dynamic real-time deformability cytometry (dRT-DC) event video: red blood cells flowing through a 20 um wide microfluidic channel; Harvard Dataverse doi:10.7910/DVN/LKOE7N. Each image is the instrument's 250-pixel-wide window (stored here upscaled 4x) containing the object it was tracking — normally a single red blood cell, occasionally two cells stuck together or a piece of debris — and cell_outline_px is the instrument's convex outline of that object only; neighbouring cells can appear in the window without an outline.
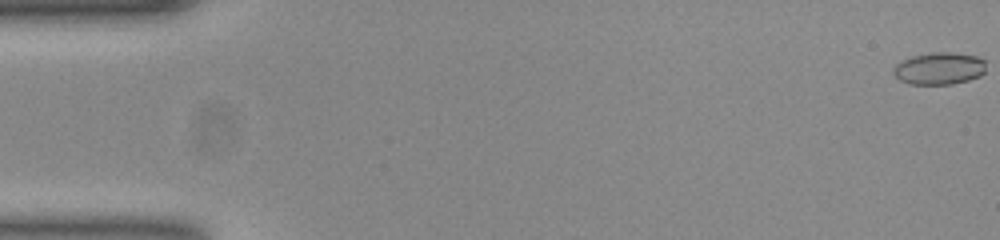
{"species": "common noctule bat (a hibernating species)", "species_latin": "Nyctalus noctula", "temperature_condition": "room temperature", "stored_images_in_passage": 54, "camera_frame_rate_fps": 3000, "um_per_image_px": 0.085, "animal": {"sex": "female", "body_mass_g": 23.0, "forearm_length_mm": 53.4}, "frame": {"image": 1, "passage_image": 1, "time_ms": 0.0, "image_size_px": [1000, 240], "cell_outline_px": [[984, 72], [980, 76], [968, 80], [952, 84], [908, 84], [900, 80], [892, 72], [892, 68], [900, 60], [912, 56], [932, 52], [948, 52], [976, 56], [984, 60]], "centroid_in_image_um": [79.79, 5.82], "position_along_channel_um": 5.2, "area_um2": 17.4}}
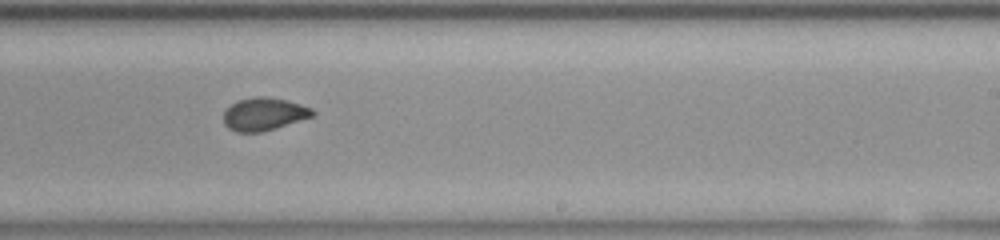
{"frame": {"image": 2, "passage_image": 33, "time_ms": 10.667, "image_size_px": [1000, 240], "cell_outline_px": [[316, 112], [312, 116], [260, 132], [236, 132], [228, 128], [224, 124], [224, 112], [232, 104], [240, 100], [256, 96], [264, 96], [288, 100], [312, 108]], "centroid_in_image_um": [22.42, 9.69], "position_along_channel_um": 266.6, "area_um2": 16.7}}
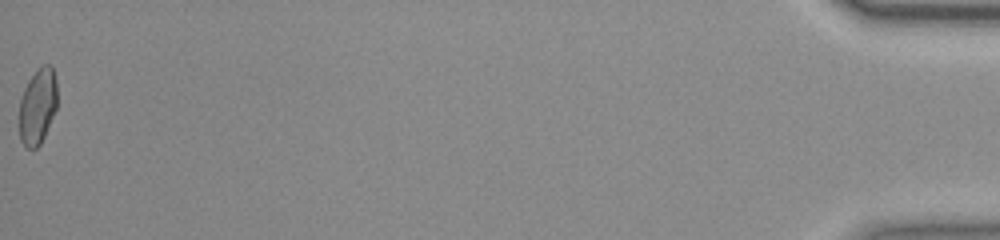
{"frame": {"image": 3, "passage_image": 54, "time_ms": 17.667, "image_size_px": [1000, 240], "cell_outline_px": [[56, 108], [44, 136], [40, 144], [36, 148], [28, 148], [20, 140], [20, 100], [24, 88], [28, 80], [44, 64], [48, 64], [52, 68], [56, 80]], "centroid_in_image_um": [3.19, 9.04], "position_along_channel_um": 432.0, "area_um2": 16.36}, "authors_computed_cell_mechanics": {"area_um2": 17.34, "velocity_mm_per_s": 3.8743, "shape_relaxation_time_tau1_ms": 8.4199, "shape_relaxation_time_tau2_ms": 1.3101, "deformation_change_tau1": 0.1681, "deformation_change_tau2": 0.0532}}